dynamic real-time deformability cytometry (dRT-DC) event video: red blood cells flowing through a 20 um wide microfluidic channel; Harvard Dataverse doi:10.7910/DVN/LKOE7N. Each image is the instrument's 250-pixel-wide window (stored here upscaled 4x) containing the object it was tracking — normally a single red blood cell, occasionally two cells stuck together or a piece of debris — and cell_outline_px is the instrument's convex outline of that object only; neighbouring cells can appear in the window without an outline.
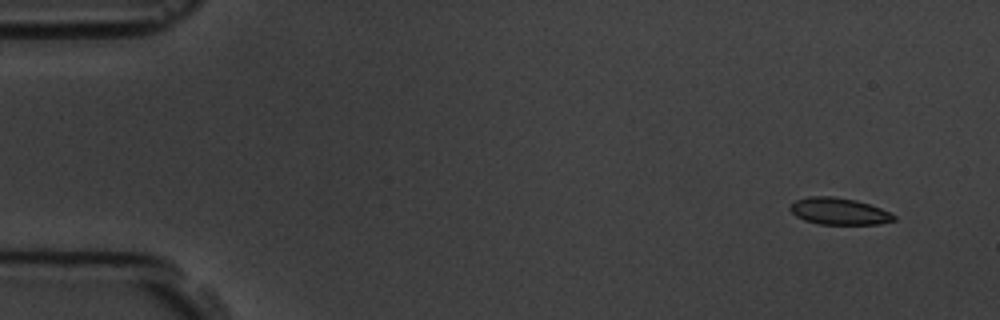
{"species": "common noctule bat (a hibernating species)", "species_latin": "Nyctalus noctula", "temperature_condition": "room temperature", "stored_images_in_passage": 5, "camera_frame_rate_fps": 3000, "um_per_image_px": 0.085, "animal": {"sex": "male", "body_mass_g": 19.5, "forearm_length_mm": 54.6}, "frame": {"image": 1, "passage_image": 1, "time_ms": 0.0, "image_size_px": [1000, 320], "cell_outline_px": [[896, 220], [880, 224], [820, 224], [804, 220], [796, 216], [788, 208], [796, 200], [808, 196], [832, 196], [856, 200], [880, 208], [896, 216]], "centroid_in_image_um": [71.3, 17.96], "position_along_channel_um": 13.7, "area_um2": 16.13}}